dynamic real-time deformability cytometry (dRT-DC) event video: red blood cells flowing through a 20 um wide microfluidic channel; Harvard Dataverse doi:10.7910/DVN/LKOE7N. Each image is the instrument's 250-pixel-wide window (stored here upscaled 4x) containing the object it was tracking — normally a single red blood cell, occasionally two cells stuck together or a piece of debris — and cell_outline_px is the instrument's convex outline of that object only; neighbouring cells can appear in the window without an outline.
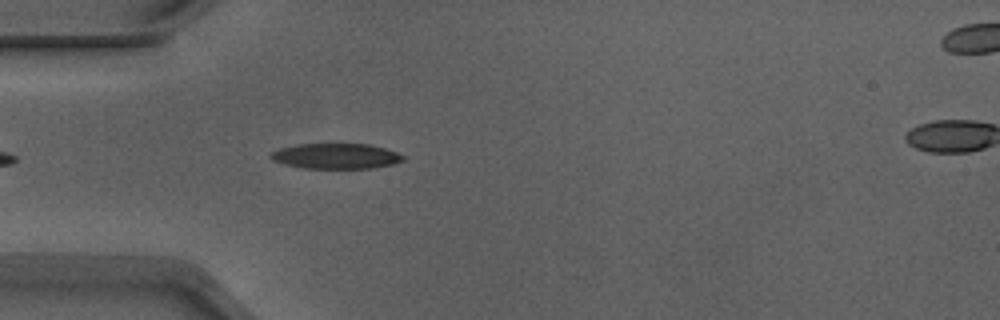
{"species": "Egyptian fruit bat (a non-hibernating species)", "species_latin": "Rousettus aegyptiacus", "temperature_condition": "warm", "stored_images_in_passage": 35, "camera_frame_rate_fps": 3000, "um_per_image_px": 0.085, "animal": {"sex": "male"}, "frame": {"image": 1, "passage_image": 4, "time_ms": 1.0, "image_size_px": [1000, 320], "cell_outline_px": [[404, 160], [392, 164], [372, 168], [304, 168], [284, 164], [272, 160], [268, 156], [272, 152], [280, 148], [296, 144], [368, 144], [384, 148], [396, 152], [404, 156]], "centroid_in_image_um": [28.53, 13.27], "position_along_channel_um": 56.5, "area_um2": 19.48}}
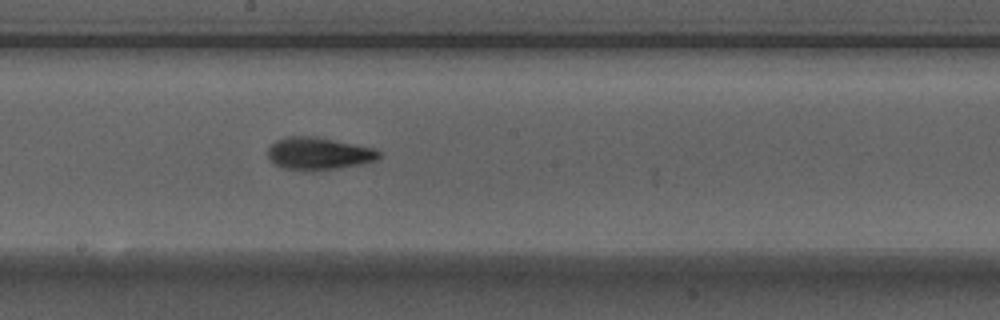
{"frame": {"image": 2, "passage_image": 17, "time_ms": 5.333, "image_size_px": [1000, 320], "cell_outline_px": [[380, 156], [376, 160], [364, 164], [312, 172], [308, 172], [284, 168], [276, 164], [268, 156], [268, 148], [276, 140], [288, 136], [312, 136], [372, 148], [380, 152]], "centroid_in_image_um": [27.07, 13.08], "position_along_channel_um": 221.1, "area_um2": 20.92}}
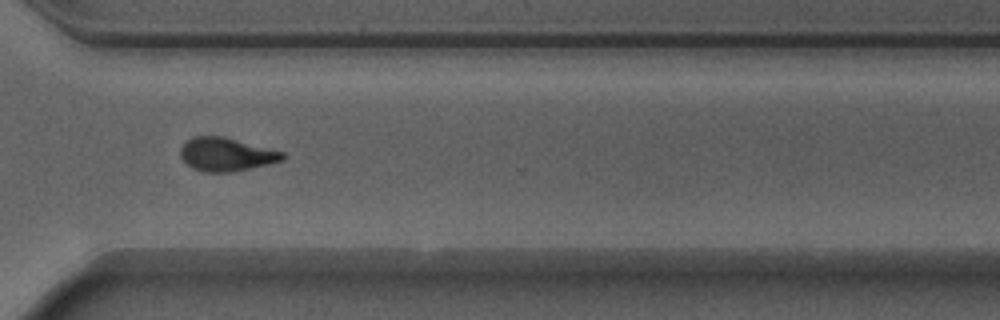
{"frame": {"image": 3, "passage_image": 27, "time_ms": 8.667, "image_size_px": [1000, 320], "cell_outline_px": [[284, 160], [268, 164], [232, 172], [200, 172], [192, 168], [180, 156], [180, 148], [192, 136], [224, 136], [284, 152]], "centroid_in_image_um": [19.22, 13.12], "position_along_channel_um": 351.4, "area_um2": 19.88}, "authors_computed_cell_mechanics": {"area_um2": 19.7676, "velocity_mm_per_s": 3.9158, "shape_relaxation_time_tau1_ms": 4.8154, "shape_relaxation_time_tau2_ms": 2.5601, "deformation_change_tau1": 0.1671, "deformation_change_tau2": 0.1011}}